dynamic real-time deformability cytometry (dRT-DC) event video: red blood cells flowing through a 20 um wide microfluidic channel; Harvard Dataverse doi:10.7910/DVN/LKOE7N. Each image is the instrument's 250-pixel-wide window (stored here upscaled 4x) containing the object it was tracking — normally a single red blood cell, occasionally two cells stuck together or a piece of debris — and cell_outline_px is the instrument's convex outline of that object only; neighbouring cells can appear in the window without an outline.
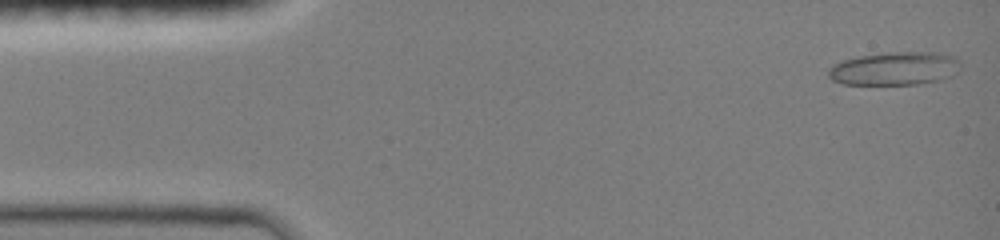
{"species": "common noctule bat (a hibernating species)", "species_latin": "Nyctalus noctula", "temperature_condition": "room temperature", "stored_images_in_passage": 46, "camera_frame_rate_fps": 3000, "um_per_image_px": 0.085, "animal": {"sex": "female", "body_mass_g": 19.0, "forearm_length_mm": 51.5}, "frame": {"image": 1, "passage_image": 1, "time_ms": 0.0, "image_size_px": [1000, 240], "cell_outline_px": [[960, 68], [952, 76], [940, 80], [920, 84], [844, 84], [832, 80], [828, 76], [828, 68], [832, 64], [844, 60], [860, 56], [888, 52], [936, 52], [952, 56], [960, 60]], "centroid_in_image_um": [76.06, 5.82], "position_along_channel_um": 8.9, "area_um2": 25.72}}
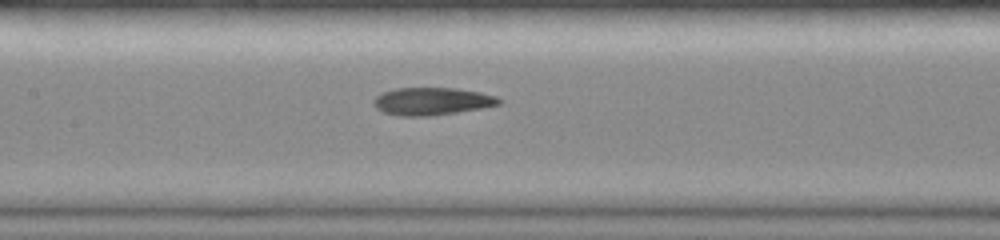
{"frame": {"image": 2, "passage_image": 21, "time_ms": 6.667, "image_size_px": [1000, 240], "cell_outline_px": [[504, 100], [500, 104], [480, 108], [456, 112], [428, 116], [400, 116], [384, 112], [376, 108], [372, 104], [372, 100], [376, 96], [384, 92], [396, 88], [456, 88], [480, 92], [496, 96]], "centroid_in_image_um": [36.71, 8.6], "position_along_channel_um": 170.7, "area_um2": 20.11}}
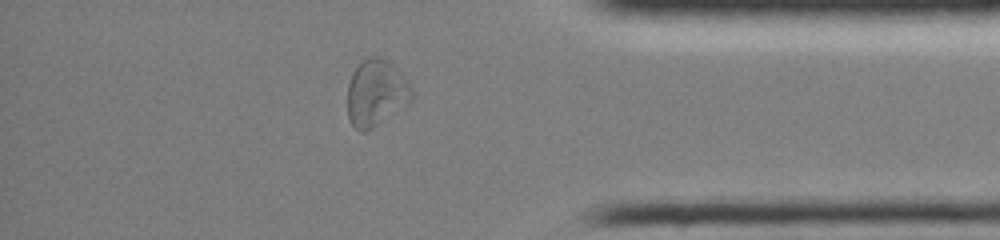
{"frame": {"image": 3, "passage_image": 39, "time_ms": 12.667, "image_size_px": [1000, 240], "cell_outline_px": [[412, 100], [372, 128], [364, 132], [360, 132], [352, 124], [348, 116], [348, 84], [352, 72], [368, 56], [380, 56], [388, 60], [408, 80], [412, 88]], "centroid_in_image_um": [31.96, 7.87], "position_along_channel_um": 403.2, "area_um2": 24.74}, "authors_computed_cell_mechanics": {"area_um2": 20.9525, "velocity_mm_per_s": 4.0609, "shape_relaxation_time_tau1_ms": null, "shape_relaxation_time_tau2_ms": 1.7502, "deformation_change_tau1": null, "deformation_change_tau2": 0.0698}}